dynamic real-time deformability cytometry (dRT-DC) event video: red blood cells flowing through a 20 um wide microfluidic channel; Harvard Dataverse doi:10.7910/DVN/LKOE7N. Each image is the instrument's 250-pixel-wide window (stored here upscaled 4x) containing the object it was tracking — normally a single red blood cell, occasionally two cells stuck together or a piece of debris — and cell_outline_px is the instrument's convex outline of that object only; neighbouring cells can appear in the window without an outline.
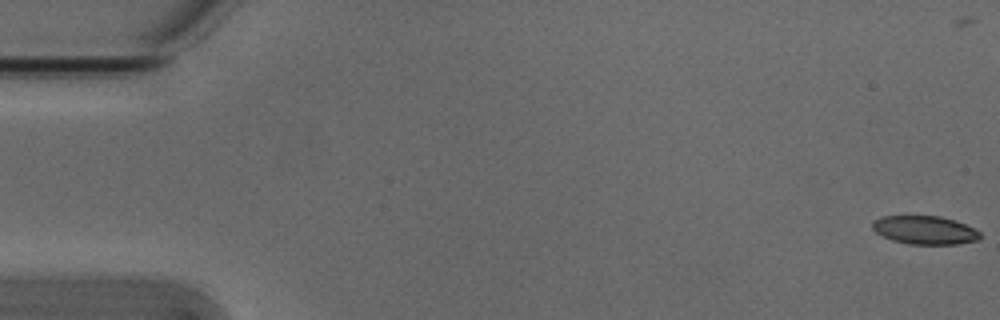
{"species": "Egyptian fruit bat (a non-hibernating species)", "species_latin": "Rousettus aegyptiacus", "temperature_condition": "cold", "stored_images_in_passage": 55, "camera_frame_rate_fps": 3000, "um_per_image_px": 0.085, "animal": {"sex": "male"}, "frame": {"image": 1, "passage_image": 1, "time_ms": 0.0, "image_size_px": [1000, 320], "cell_outline_px": [[980, 236], [976, 240], [956, 244], [908, 244], [892, 240], [876, 232], [872, 228], [872, 224], [880, 216], [940, 216], [956, 220], [980, 232]], "centroid_in_image_um": [78.59, 19.55], "position_along_channel_um": 6.4, "area_um2": 17.63}}
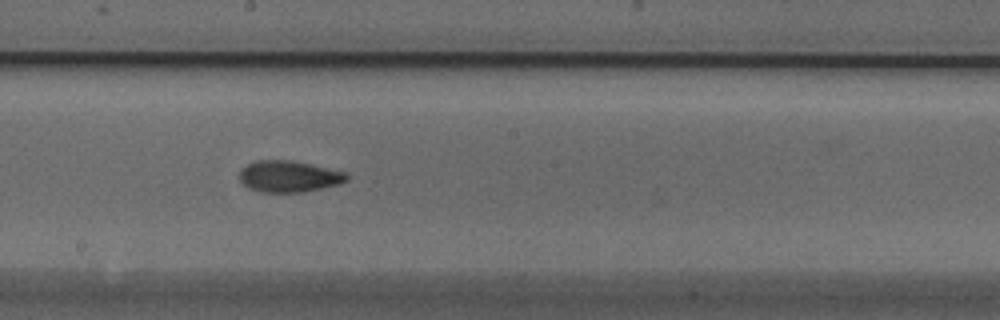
{"frame": {"image": 2, "passage_image": 30, "time_ms": 9.667, "image_size_px": [1000, 320], "cell_outline_px": [[348, 180], [340, 184], [300, 192], [264, 192], [248, 188], [240, 180], [240, 168], [256, 160], [292, 160], [344, 172], [348, 176]], "centroid_in_image_um": [24.53, 14.99], "position_along_channel_um": 223.7, "area_um2": 19.42}}
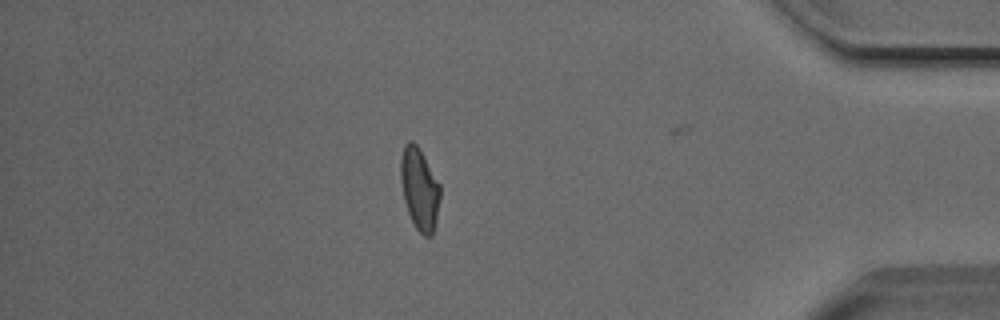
{"frame": {"image": 3, "passage_image": 47, "time_ms": 15.333, "image_size_px": [1000, 320], "cell_outline_px": [[440, 196], [436, 220], [432, 236], [424, 236], [416, 228], [408, 212], [404, 200], [400, 180], [400, 160], [404, 144], [408, 140], [412, 140], [420, 148], [440, 184]], "centroid_in_image_um": [35.65, 16.01], "position_along_channel_um": 399.6, "area_um2": 18.96}, "authors_computed_cell_mechanics": {"area_um2": 19.0162, "velocity_mm_per_s": 3.8083, "shape_relaxation_time_tau1_ms": 5.438, "shape_relaxation_time_tau2_ms": 1.9193, "deformation_change_tau1": 0.1762, "deformation_change_tau2": 0.085}}